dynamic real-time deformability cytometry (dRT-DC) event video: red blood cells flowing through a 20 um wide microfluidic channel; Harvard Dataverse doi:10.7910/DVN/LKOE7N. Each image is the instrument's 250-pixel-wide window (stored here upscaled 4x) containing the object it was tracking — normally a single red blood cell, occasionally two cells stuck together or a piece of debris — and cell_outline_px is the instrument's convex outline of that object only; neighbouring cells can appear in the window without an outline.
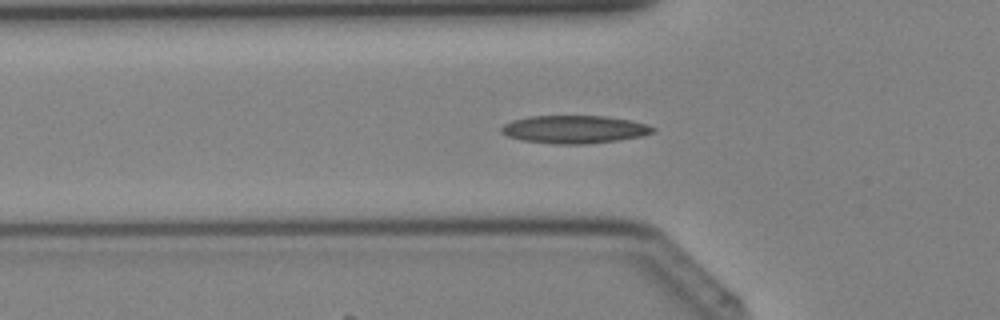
{"species": "Egyptian fruit bat (a non-hibernating species)", "species_latin": "Rousettus aegyptiacus", "temperature_condition": "cold", "stored_images_in_passage": 26, "camera_frame_rate_fps": 3000, "um_per_image_px": 0.085, "animal": {"sex": "female"}, "frame": {"image": 1, "passage_image": 6, "time_ms": 1.667, "image_size_px": [1000, 320], "cell_outline_px": [[656, 132], [640, 136], [616, 140], [584, 144], [556, 144], [524, 140], [508, 136], [500, 132], [500, 128], [504, 124], [512, 120], [528, 116], [604, 116], [628, 120], [648, 124], [656, 128]], "centroid_in_image_um": [48.81, 10.99], "position_along_channel_um": 77.0, "area_um2": 24.51}}
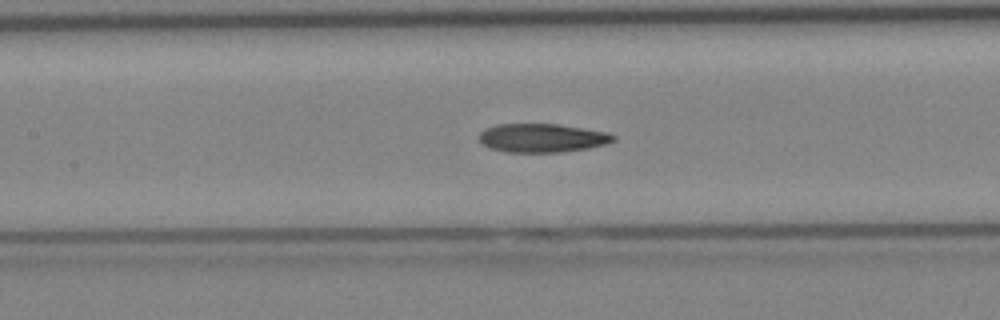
{"frame": {"image": 2, "passage_image": 11, "time_ms": 3.333, "image_size_px": [1000, 320], "cell_outline_px": [[616, 140], [604, 144], [588, 148], [560, 152], [504, 152], [492, 148], [484, 144], [480, 140], [480, 132], [484, 128], [496, 124], [556, 124], [584, 128], [608, 132], [616, 136]], "centroid_in_image_um": [46.09, 11.72], "position_along_channel_um": 161.3, "area_um2": 22.37}}
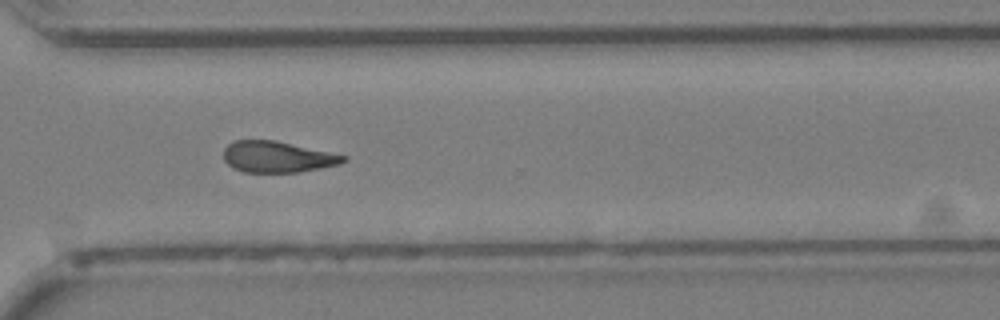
{"frame": {"image": 3, "passage_image": 22, "time_ms": 7.0, "image_size_px": [1000, 320], "cell_outline_px": [[348, 160], [340, 164], [320, 168], [296, 172], [244, 172], [232, 168], [224, 160], [224, 148], [228, 144], [236, 140], [276, 140], [348, 156]], "centroid_in_image_um": [23.58, 13.33], "position_along_channel_um": 347.0, "area_um2": 21.79}}